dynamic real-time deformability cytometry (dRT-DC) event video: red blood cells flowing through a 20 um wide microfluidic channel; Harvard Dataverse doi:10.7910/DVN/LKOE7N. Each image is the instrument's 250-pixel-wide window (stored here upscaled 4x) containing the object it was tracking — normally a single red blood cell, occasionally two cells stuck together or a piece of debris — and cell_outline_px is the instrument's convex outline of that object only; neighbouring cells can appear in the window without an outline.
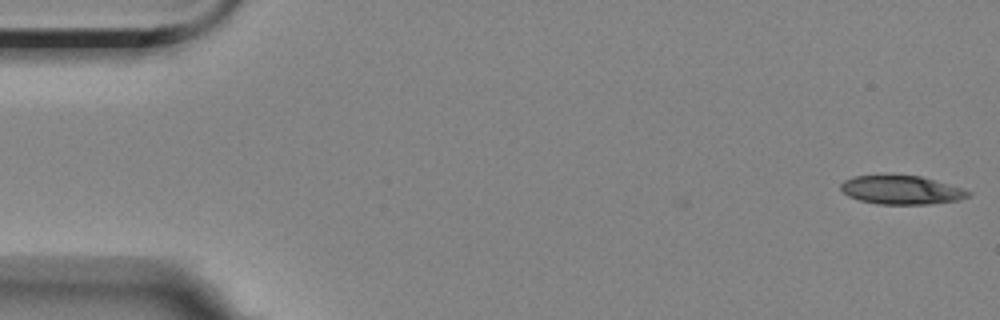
{"species": "Egyptian fruit bat (a non-hibernating species)", "species_latin": "Rousettus aegyptiacus", "temperature_condition": "room temperature", "stored_images_in_passage": 2, "camera_frame_rate_fps": 3000, "um_per_image_px": 0.085, "animal": {"sex": "female"}, "frame": {"image": 1, "passage_image": 2, "time_ms": 1.333, "image_size_px": [1000, 320], "cell_outline_px": [[972, 192], [968, 196], [960, 200], [928, 204], [876, 204], [860, 200], [848, 196], [840, 188], [840, 184], [844, 180], [852, 176], [888, 172], [920, 176], [960, 188]], "centroid_in_image_um": [76.53, 16.1], "position_along_channel_um": 8.5, "area_um2": 21.91}}